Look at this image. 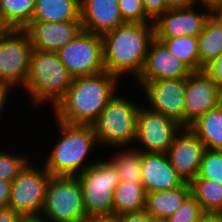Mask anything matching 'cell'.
Wrapping results in <instances>:
<instances>
[{"instance_id": "cell-1", "label": "cell", "mask_w": 222, "mask_h": 222, "mask_svg": "<svg viewBox=\"0 0 222 222\" xmlns=\"http://www.w3.org/2000/svg\"><path fill=\"white\" fill-rule=\"evenodd\" d=\"M120 79L106 71L73 78L72 85L53 108L54 120L93 125L108 102L119 93Z\"/></svg>"}, {"instance_id": "cell-2", "label": "cell", "mask_w": 222, "mask_h": 222, "mask_svg": "<svg viewBox=\"0 0 222 222\" xmlns=\"http://www.w3.org/2000/svg\"><path fill=\"white\" fill-rule=\"evenodd\" d=\"M101 38L105 71L120 80L126 74V77L132 75L135 81L144 68L149 45L154 39L153 23H124Z\"/></svg>"}, {"instance_id": "cell-3", "label": "cell", "mask_w": 222, "mask_h": 222, "mask_svg": "<svg viewBox=\"0 0 222 222\" xmlns=\"http://www.w3.org/2000/svg\"><path fill=\"white\" fill-rule=\"evenodd\" d=\"M55 121L61 137H58L59 141L55 142L42 164L51 176L77 177L97 161L93 158L88 161L93 148L100 147L94 127Z\"/></svg>"}, {"instance_id": "cell-4", "label": "cell", "mask_w": 222, "mask_h": 222, "mask_svg": "<svg viewBox=\"0 0 222 222\" xmlns=\"http://www.w3.org/2000/svg\"><path fill=\"white\" fill-rule=\"evenodd\" d=\"M73 78L56 52L33 49L28 75L22 90L29 95L31 105L34 104L37 107L47 104L52 107V110L72 85Z\"/></svg>"}, {"instance_id": "cell-5", "label": "cell", "mask_w": 222, "mask_h": 222, "mask_svg": "<svg viewBox=\"0 0 222 222\" xmlns=\"http://www.w3.org/2000/svg\"><path fill=\"white\" fill-rule=\"evenodd\" d=\"M115 94L93 124L98 146L112 149L134 145L140 104ZM105 145V146H104ZM102 146V147H101Z\"/></svg>"}, {"instance_id": "cell-6", "label": "cell", "mask_w": 222, "mask_h": 222, "mask_svg": "<svg viewBox=\"0 0 222 222\" xmlns=\"http://www.w3.org/2000/svg\"><path fill=\"white\" fill-rule=\"evenodd\" d=\"M99 159L77 176L88 218L113 215V191L121 181L108 158Z\"/></svg>"}, {"instance_id": "cell-7", "label": "cell", "mask_w": 222, "mask_h": 222, "mask_svg": "<svg viewBox=\"0 0 222 222\" xmlns=\"http://www.w3.org/2000/svg\"><path fill=\"white\" fill-rule=\"evenodd\" d=\"M40 216L48 222L88 221L77 177L51 176Z\"/></svg>"}, {"instance_id": "cell-8", "label": "cell", "mask_w": 222, "mask_h": 222, "mask_svg": "<svg viewBox=\"0 0 222 222\" xmlns=\"http://www.w3.org/2000/svg\"><path fill=\"white\" fill-rule=\"evenodd\" d=\"M32 164L33 161L30 160L11 182L8 208L24 217L42 214L46 189L51 178L42 163L37 165L35 162L34 166Z\"/></svg>"}, {"instance_id": "cell-9", "label": "cell", "mask_w": 222, "mask_h": 222, "mask_svg": "<svg viewBox=\"0 0 222 222\" xmlns=\"http://www.w3.org/2000/svg\"><path fill=\"white\" fill-rule=\"evenodd\" d=\"M33 46L24 29H12L0 40V84L23 88ZM22 85V86H21Z\"/></svg>"}, {"instance_id": "cell-10", "label": "cell", "mask_w": 222, "mask_h": 222, "mask_svg": "<svg viewBox=\"0 0 222 222\" xmlns=\"http://www.w3.org/2000/svg\"><path fill=\"white\" fill-rule=\"evenodd\" d=\"M57 55L74 78L105 71L101 35L82 31L62 47Z\"/></svg>"}, {"instance_id": "cell-11", "label": "cell", "mask_w": 222, "mask_h": 222, "mask_svg": "<svg viewBox=\"0 0 222 222\" xmlns=\"http://www.w3.org/2000/svg\"><path fill=\"white\" fill-rule=\"evenodd\" d=\"M181 129L182 126L176 121L142 105L137 115L134 143L135 146L141 143V148L135 149L144 153L166 154Z\"/></svg>"}, {"instance_id": "cell-12", "label": "cell", "mask_w": 222, "mask_h": 222, "mask_svg": "<svg viewBox=\"0 0 222 222\" xmlns=\"http://www.w3.org/2000/svg\"><path fill=\"white\" fill-rule=\"evenodd\" d=\"M222 103V92L206 71H192L186 78L184 127Z\"/></svg>"}, {"instance_id": "cell-13", "label": "cell", "mask_w": 222, "mask_h": 222, "mask_svg": "<svg viewBox=\"0 0 222 222\" xmlns=\"http://www.w3.org/2000/svg\"><path fill=\"white\" fill-rule=\"evenodd\" d=\"M142 88L149 109L184 127L186 78L149 81Z\"/></svg>"}, {"instance_id": "cell-14", "label": "cell", "mask_w": 222, "mask_h": 222, "mask_svg": "<svg viewBox=\"0 0 222 222\" xmlns=\"http://www.w3.org/2000/svg\"><path fill=\"white\" fill-rule=\"evenodd\" d=\"M189 8L168 9L153 20L154 38H175L179 36L198 37L203 31L210 9ZM204 11V12H203Z\"/></svg>"}, {"instance_id": "cell-15", "label": "cell", "mask_w": 222, "mask_h": 222, "mask_svg": "<svg viewBox=\"0 0 222 222\" xmlns=\"http://www.w3.org/2000/svg\"><path fill=\"white\" fill-rule=\"evenodd\" d=\"M205 150L197 135L189 127H182L166 154L176 173L190 183L198 175Z\"/></svg>"}, {"instance_id": "cell-16", "label": "cell", "mask_w": 222, "mask_h": 222, "mask_svg": "<svg viewBox=\"0 0 222 222\" xmlns=\"http://www.w3.org/2000/svg\"><path fill=\"white\" fill-rule=\"evenodd\" d=\"M191 72L184 62L176 58L161 41L154 38L149 45L144 68L135 81L141 88L149 81L185 79Z\"/></svg>"}, {"instance_id": "cell-17", "label": "cell", "mask_w": 222, "mask_h": 222, "mask_svg": "<svg viewBox=\"0 0 222 222\" xmlns=\"http://www.w3.org/2000/svg\"><path fill=\"white\" fill-rule=\"evenodd\" d=\"M24 30L30 37L33 49L57 53L74 40L83 31V27L81 21H31Z\"/></svg>"}, {"instance_id": "cell-18", "label": "cell", "mask_w": 222, "mask_h": 222, "mask_svg": "<svg viewBox=\"0 0 222 222\" xmlns=\"http://www.w3.org/2000/svg\"><path fill=\"white\" fill-rule=\"evenodd\" d=\"M83 31L103 35L124 24L118 0H80Z\"/></svg>"}, {"instance_id": "cell-19", "label": "cell", "mask_w": 222, "mask_h": 222, "mask_svg": "<svg viewBox=\"0 0 222 222\" xmlns=\"http://www.w3.org/2000/svg\"><path fill=\"white\" fill-rule=\"evenodd\" d=\"M141 173L146 193L172 190L185 183L172 168L167 154L141 152Z\"/></svg>"}, {"instance_id": "cell-20", "label": "cell", "mask_w": 222, "mask_h": 222, "mask_svg": "<svg viewBox=\"0 0 222 222\" xmlns=\"http://www.w3.org/2000/svg\"><path fill=\"white\" fill-rule=\"evenodd\" d=\"M191 194L190 183L172 189L146 193L145 211L155 218L167 219L174 214Z\"/></svg>"}, {"instance_id": "cell-21", "label": "cell", "mask_w": 222, "mask_h": 222, "mask_svg": "<svg viewBox=\"0 0 222 222\" xmlns=\"http://www.w3.org/2000/svg\"><path fill=\"white\" fill-rule=\"evenodd\" d=\"M31 21H80V0H36Z\"/></svg>"}, {"instance_id": "cell-22", "label": "cell", "mask_w": 222, "mask_h": 222, "mask_svg": "<svg viewBox=\"0 0 222 222\" xmlns=\"http://www.w3.org/2000/svg\"><path fill=\"white\" fill-rule=\"evenodd\" d=\"M145 200L142 182L120 181L113 191V215L143 211Z\"/></svg>"}, {"instance_id": "cell-23", "label": "cell", "mask_w": 222, "mask_h": 222, "mask_svg": "<svg viewBox=\"0 0 222 222\" xmlns=\"http://www.w3.org/2000/svg\"><path fill=\"white\" fill-rule=\"evenodd\" d=\"M206 149L222 150V103L202 115L189 127Z\"/></svg>"}, {"instance_id": "cell-24", "label": "cell", "mask_w": 222, "mask_h": 222, "mask_svg": "<svg viewBox=\"0 0 222 222\" xmlns=\"http://www.w3.org/2000/svg\"><path fill=\"white\" fill-rule=\"evenodd\" d=\"M198 38L199 70L222 53V24L209 17Z\"/></svg>"}, {"instance_id": "cell-25", "label": "cell", "mask_w": 222, "mask_h": 222, "mask_svg": "<svg viewBox=\"0 0 222 222\" xmlns=\"http://www.w3.org/2000/svg\"><path fill=\"white\" fill-rule=\"evenodd\" d=\"M191 194L207 214L222 215V185L214 180L194 178L190 182Z\"/></svg>"}, {"instance_id": "cell-26", "label": "cell", "mask_w": 222, "mask_h": 222, "mask_svg": "<svg viewBox=\"0 0 222 222\" xmlns=\"http://www.w3.org/2000/svg\"><path fill=\"white\" fill-rule=\"evenodd\" d=\"M122 149L108 160L114 165L121 181L142 182L141 152L132 146Z\"/></svg>"}, {"instance_id": "cell-27", "label": "cell", "mask_w": 222, "mask_h": 222, "mask_svg": "<svg viewBox=\"0 0 222 222\" xmlns=\"http://www.w3.org/2000/svg\"><path fill=\"white\" fill-rule=\"evenodd\" d=\"M161 41L168 50L184 62L192 71H199L198 38L179 36L175 38H155Z\"/></svg>"}, {"instance_id": "cell-28", "label": "cell", "mask_w": 222, "mask_h": 222, "mask_svg": "<svg viewBox=\"0 0 222 222\" xmlns=\"http://www.w3.org/2000/svg\"><path fill=\"white\" fill-rule=\"evenodd\" d=\"M36 0H0V13L12 29H24L32 20Z\"/></svg>"}, {"instance_id": "cell-29", "label": "cell", "mask_w": 222, "mask_h": 222, "mask_svg": "<svg viewBox=\"0 0 222 222\" xmlns=\"http://www.w3.org/2000/svg\"><path fill=\"white\" fill-rule=\"evenodd\" d=\"M1 149L0 147V180L12 182L31 158L28 154L9 153L5 148L3 151Z\"/></svg>"}, {"instance_id": "cell-30", "label": "cell", "mask_w": 222, "mask_h": 222, "mask_svg": "<svg viewBox=\"0 0 222 222\" xmlns=\"http://www.w3.org/2000/svg\"><path fill=\"white\" fill-rule=\"evenodd\" d=\"M195 178L214 180L222 185V150H205Z\"/></svg>"}, {"instance_id": "cell-31", "label": "cell", "mask_w": 222, "mask_h": 222, "mask_svg": "<svg viewBox=\"0 0 222 222\" xmlns=\"http://www.w3.org/2000/svg\"><path fill=\"white\" fill-rule=\"evenodd\" d=\"M124 23H153L147 14L142 0H118Z\"/></svg>"}, {"instance_id": "cell-32", "label": "cell", "mask_w": 222, "mask_h": 222, "mask_svg": "<svg viewBox=\"0 0 222 222\" xmlns=\"http://www.w3.org/2000/svg\"><path fill=\"white\" fill-rule=\"evenodd\" d=\"M205 214L196 198L190 194L180 208L167 220L169 222H197Z\"/></svg>"}, {"instance_id": "cell-33", "label": "cell", "mask_w": 222, "mask_h": 222, "mask_svg": "<svg viewBox=\"0 0 222 222\" xmlns=\"http://www.w3.org/2000/svg\"><path fill=\"white\" fill-rule=\"evenodd\" d=\"M206 73L214 80L222 92V53L204 67Z\"/></svg>"}, {"instance_id": "cell-34", "label": "cell", "mask_w": 222, "mask_h": 222, "mask_svg": "<svg viewBox=\"0 0 222 222\" xmlns=\"http://www.w3.org/2000/svg\"><path fill=\"white\" fill-rule=\"evenodd\" d=\"M147 14L154 20L158 15L168 10L166 0H142Z\"/></svg>"}, {"instance_id": "cell-35", "label": "cell", "mask_w": 222, "mask_h": 222, "mask_svg": "<svg viewBox=\"0 0 222 222\" xmlns=\"http://www.w3.org/2000/svg\"><path fill=\"white\" fill-rule=\"evenodd\" d=\"M120 222H149L150 215L145 211L118 215Z\"/></svg>"}, {"instance_id": "cell-36", "label": "cell", "mask_w": 222, "mask_h": 222, "mask_svg": "<svg viewBox=\"0 0 222 222\" xmlns=\"http://www.w3.org/2000/svg\"><path fill=\"white\" fill-rule=\"evenodd\" d=\"M11 182L0 180V210L8 208L10 199Z\"/></svg>"}, {"instance_id": "cell-37", "label": "cell", "mask_w": 222, "mask_h": 222, "mask_svg": "<svg viewBox=\"0 0 222 222\" xmlns=\"http://www.w3.org/2000/svg\"><path fill=\"white\" fill-rule=\"evenodd\" d=\"M14 90L12 87L4 84H0V119L1 116L3 117V111L6 109V104L8 101H11L10 99L8 100V96L10 97L11 91Z\"/></svg>"}, {"instance_id": "cell-38", "label": "cell", "mask_w": 222, "mask_h": 222, "mask_svg": "<svg viewBox=\"0 0 222 222\" xmlns=\"http://www.w3.org/2000/svg\"><path fill=\"white\" fill-rule=\"evenodd\" d=\"M23 215L15 213L10 208L0 210V222H21Z\"/></svg>"}, {"instance_id": "cell-39", "label": "cell", "mask_w": 222, "mask_h": 222, "mask_svg": "<svg viewBox=\"0 0 222 222\" xmlns=\"http://www.w3.org/2000/svg\"><path fill=\"white\" fill-rule=\"evenodd\" d=\"M168 9H182L198 5L197 0H166Z\"/></svg>"}, {"instance_id": "cell-40", "label": "cell", "mask_w": 222, "mask_h": 222, "mask_svg": "<svg viewBox=\"0 0 222 222\" xmlns=\"http://www.w3.org/2000/svg\"><path fill=\"white\" fill-rule=\"evenodd\" d=\"M210 9V17L222 24V0L214 4Z\"/></svg>"}, {"instance_id": "cell-41", "label": "cell", "mask_w": 222, "mask_h": 222, "mask_svg": "<svg viewBox=\"0 0 222 222\" xmlns=\"http://www.w3.org/2000/svg\"><path fill=\"white\" fill-rule=\"evenodd\" d=\"M87 222H120V218L117 215L94 216L89 218Z\"/></svg>"}, {"instance_id": "cell-42", "label": "cell", "mask_w": 222, "mask_h": 222, "mask_svg": "<svg viewBox=\"0 0 222 222\" xmlns=\"http://www.w3.org/2000/svg\"><path fill=\"white\" fill-rule=\"evenodd\" d=\"M12 30V27L6 22L0 13V40Z\"/></svg>"}, {"instance_id": "cell-43", "label": "cell", "mask_w": 222, "mask_h": 222, "mask_svg": "<svg viewBox=\"0 0 222 222\" xmlns=\"http://www.w3.org/2000/svg\"><path fill=\"white\" fill-rule=\"evenodd\" d=\"M197 222H222V215L206 213Z\"/></svg>"}, {"instance_id": "cell-44", "label": "cell", "mask_w": 222, "mask_h": 222, "mask_svg": "<svg viewBox=\"0 0 222 222\" xmlns=\"http://www.w3.org/2000/svg\"><path fill=\"white\" fill-rule=\"evenodd\" d=\"M219 1L221 0H197V3L201 6L202 10L204 7L211 8L214 4H216Z\"/></svg>"}, {"instance_id": "cell-45", "label": "cell", "mask_w": 222, "mask_h": 222, "mask_svg": "<svg viewBox=\"0 0 222 222\" xmlns=\"http://www.w3.org/2000/svg\"><path fill=\"white\" fill-rule=\"evenodd\" d=\"M21 222H48L42 216H27L23 217Z\"/></svg>"}, {"instance_id": "cell-46", "label": "cell", "mask_w": 222, "mask_h": 222, "mask_svg": "<svg viewBox=\"0 0 222 222\" xmlns=\"http://www.w3.org/2000/svg\"><path fill=\"white\" fill-rule=\"evenodd\" d=\"M149 222H169L167 219L164 218H155V217H149Z\"/></svg>"}]
</instances>
